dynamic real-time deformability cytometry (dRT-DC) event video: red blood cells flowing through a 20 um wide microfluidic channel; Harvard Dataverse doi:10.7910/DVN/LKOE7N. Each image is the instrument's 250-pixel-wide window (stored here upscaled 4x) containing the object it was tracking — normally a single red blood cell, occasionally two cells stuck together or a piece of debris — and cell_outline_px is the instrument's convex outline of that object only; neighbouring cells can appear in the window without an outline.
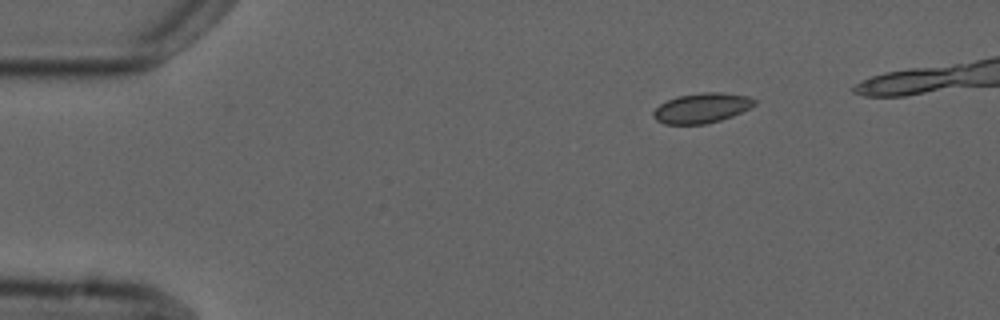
{"species": "common noctule bat (a hibernating species)", "species_latin": "Nyctalus noctula", "temperature_condition": "cold", "stored_images_in_passage": 4, "camera_frame_rate_fps": 3000, "um_per_image_px": 0.085, "animal": {"sex": "male", "forearm_length_mm": 52.5}, "frame": {"image": 1, "passage_image": 1, "time_ms": 0.0, "image_size_px": [1000, 320], "cell_outline_px": [[756, 104], [732, 116], [720, 120], [704, 124], [664, 124], [656, 120], [652, 116], [652, 112], [660, 104], [676, 96], [704, 92], [720, 92], [748, 96], [756, 100]], "centroid_in_image_um": [59.62, 9.18], "position_along_channel_um": 25.4, "area_um2": 17.57}}